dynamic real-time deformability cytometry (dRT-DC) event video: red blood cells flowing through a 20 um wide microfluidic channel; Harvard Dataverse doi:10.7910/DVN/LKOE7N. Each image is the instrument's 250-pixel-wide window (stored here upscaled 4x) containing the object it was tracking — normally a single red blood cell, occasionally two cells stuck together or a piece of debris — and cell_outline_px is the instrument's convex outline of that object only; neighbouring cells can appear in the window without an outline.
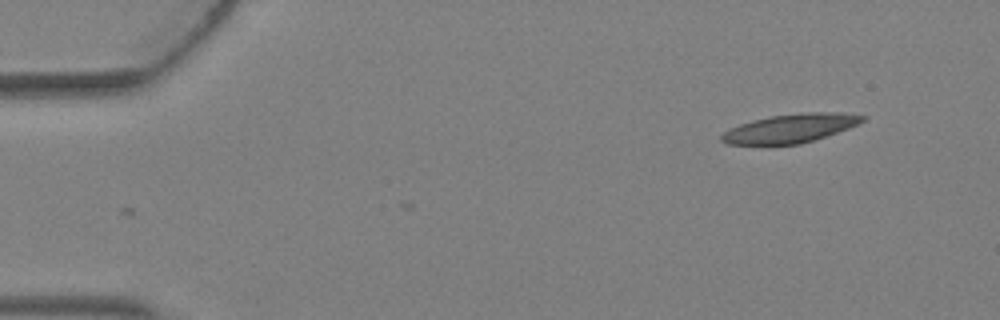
{"species": "Egyptian fruit bat (a non-hibernating species)", "species_latin": "Rousettus aegyptiacus", "temperature_condition": "warm", "stored_images_in_passage": 4, "camera_frame_rate_fps": 3000, "um_per_image_px": 0.085, "animal": {"sex": "female"}, "frame": {"image": 1, "passage_image": 1, "time_ms": 0.0, "image_size_px": [1000, 320], "cell_outline_px": [[868, 116], [860, 124], [800, 144], [728, 144], [720, 140], [720, 136], [724, 132], [740, 124], [752, 120], [772, 116], [808, 112], [840, 112]], "centroid_in_image_um": [67.21, 10.9], "position_along_channel_um": 17.8, "area_um2": 23.24}}